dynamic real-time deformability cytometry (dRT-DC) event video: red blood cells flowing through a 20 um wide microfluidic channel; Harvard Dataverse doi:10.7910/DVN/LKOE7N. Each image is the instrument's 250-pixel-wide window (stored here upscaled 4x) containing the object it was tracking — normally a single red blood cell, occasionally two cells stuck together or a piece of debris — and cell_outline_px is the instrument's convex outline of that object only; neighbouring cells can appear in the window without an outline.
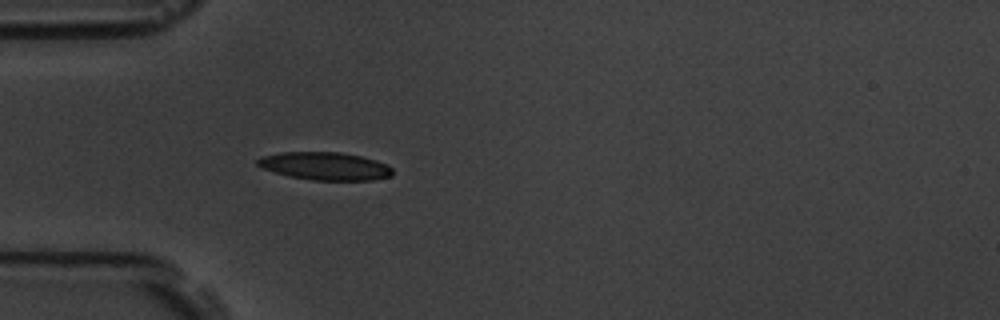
{"species": "common noctule bat (a hibernating species)", "species_latin": "Nyctalus noctula", "temperature_condition": "room temperature", "stored_images_in_passage": 4, "camera_frame_rate_fps": 3000, "um_per_image_px": 0.085, "animal": {"sex": "male", "body_mass_g": 19.5, "forearm_length_mm": 54.6}, "frame": {"image": 1, "passage_image": 4, "time_ms": 3.667, "image_size_px": [1000, 320], "cell_outline_px": [[392, 176], [372, 180], [312, 180], [288, 176], [264, 168], [256, 164], [256, 160], [260, 156], [284, 152], [340, 152], [360, 156], [376, 160], [388, 164], [392, 168]], "centroid_in_image_um": [27.65, 14.11], "position_along_channel_um": 57.4, "area_um2": 21.91}}